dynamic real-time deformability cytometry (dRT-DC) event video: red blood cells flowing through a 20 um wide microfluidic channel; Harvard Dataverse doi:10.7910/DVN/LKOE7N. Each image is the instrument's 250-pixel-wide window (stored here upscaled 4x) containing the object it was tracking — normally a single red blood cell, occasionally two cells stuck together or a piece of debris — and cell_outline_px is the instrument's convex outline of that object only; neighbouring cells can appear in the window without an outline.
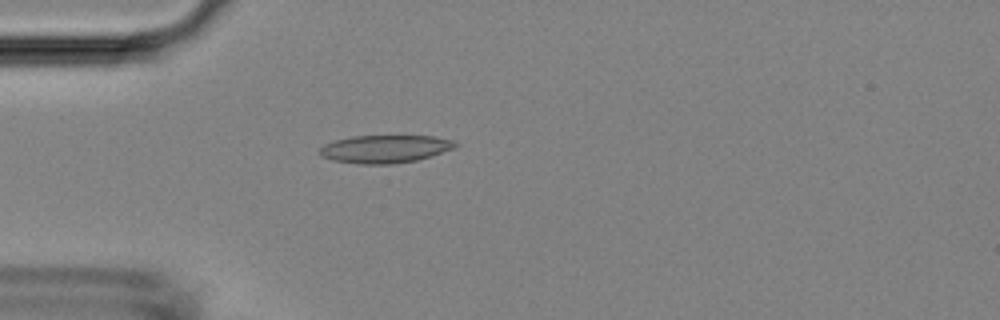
{"species": "Egyptian fruit bat (a non-hibernating species)", "species_latin": "Rousettus aegyptiacus", "temperature_condition": "room temperature", "stored_images_in_passage": 3, "camera_frame_rate_fps": 3000, "um_per_image_px": 0.085, "animal": {"sex": "female"}, "frame": {"image": 1, "passage_image": 3, "time_ms": 3.667, "image_size_px": [1000, 320], "cell_outline_px": [[460, 144], [456, 148], [432, 156], [416, 160], [392, 164], [356, 164], [332, 160], [320, 156], [320, 148], [324, 144], [336, 140], [352, 136], [436, 136], [456, 140]], "centroid_in_image_um": [32.78, 12.66], "position_along_channel_um": 52.2, "area_um2": 22.31}}